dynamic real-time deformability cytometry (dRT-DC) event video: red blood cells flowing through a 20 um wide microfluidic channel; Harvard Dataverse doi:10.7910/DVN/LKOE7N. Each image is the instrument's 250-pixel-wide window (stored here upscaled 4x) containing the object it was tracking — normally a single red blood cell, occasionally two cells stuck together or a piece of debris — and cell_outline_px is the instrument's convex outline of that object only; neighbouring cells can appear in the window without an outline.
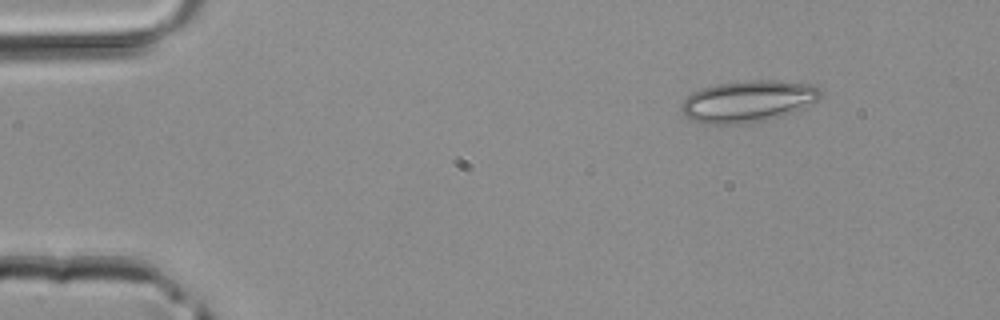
{"species": "common noctule bat (a hibernating species)", "species_latin": "Nyctalus noctula", "temperature_condition": "room temperature", "stored_images_in_passage": 3, "camera_frame_rate_fps": 3000, "um_per_image_px": 0.085, "animal": {"sex": "male", "body_mass_g": 20.4}, "frame": {"image": 1, "passage_image": 1, "time_ms": 0.0, "image_size_px": [1000, 320], "cell_outline_px": [[824, 96], [800, 108], [780, 116], [768, 120], [748, 124], [704, 124], [692, 120], [684, 116], [680, 112], [680, 104], [692, 92], [700, 88], [716, 84], [744, 80], [776, 80], [812, 84], [820, 88], [824, 92]], "centroid_in_image_um": [63.54, 8.61], "position_along_channel_um": 21.5, "area_um2": 34.22}}